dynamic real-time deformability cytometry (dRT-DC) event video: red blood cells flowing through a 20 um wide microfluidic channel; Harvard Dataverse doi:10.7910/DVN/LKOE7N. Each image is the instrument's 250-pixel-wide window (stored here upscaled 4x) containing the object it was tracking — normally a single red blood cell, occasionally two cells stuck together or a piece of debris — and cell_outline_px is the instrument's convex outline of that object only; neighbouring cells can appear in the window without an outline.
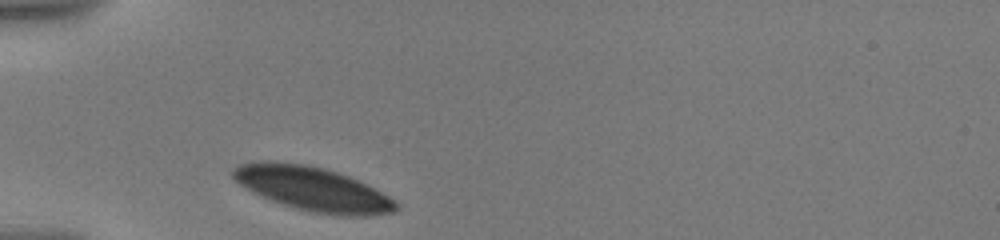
{"species": "human", "species_latin": "Homo sapiens", "temperature_condition": "warm", "stored_images_in_passage": 31, "camera_frame_rate_fps": 3000, "um_per_image_px": 0.085, "donor": {"sex": "male"}, "frame": {"image": 1, "passage_image": 1, "time_ms": 0.0, "image_size_px": [1000, 240], "cell_outline_px": [[400, 204], [392, 212], [368, 216], [336, 216], [312, 212], [296, 208], [272, 200], [252, 192], [240, 184], [232, 176], [232, 168], [240, 164], [304, 164], [336, 172], [348, 176], [396, 200]], "centroid_in_image_um": [26.65, 16.11], "position_along_channel_um": 58.4, "area_um2": 40.46}}
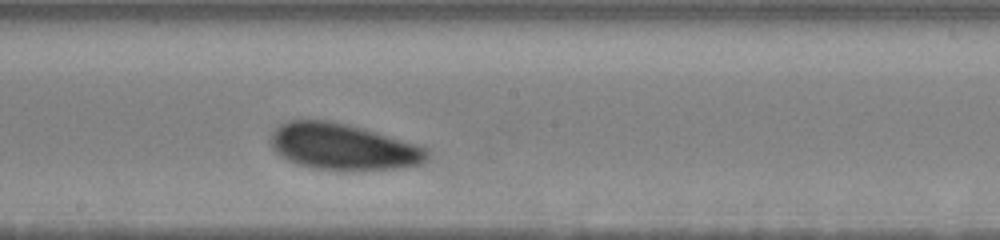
{"frame": {"image": 2, "passage_image": 19, "time_ms": 5.0, "image_size_px": [1000, 240], "cell_outline_px": [[428, 152], [424, 160], [420, 164], [400, 168], [348, 172], [336, 172], [312, 168], [296, 164], [288, 160], [276, 152], [272, 148], [272, 132], [280, 124], [288, 120], [328, 120], [348, 124], [364, 128], [416, 144], [424, 148]], "centroid_in_image_um": [29.13, 12.5], "position_along_channel_um": 219.1, "area_um2": 42.66}}
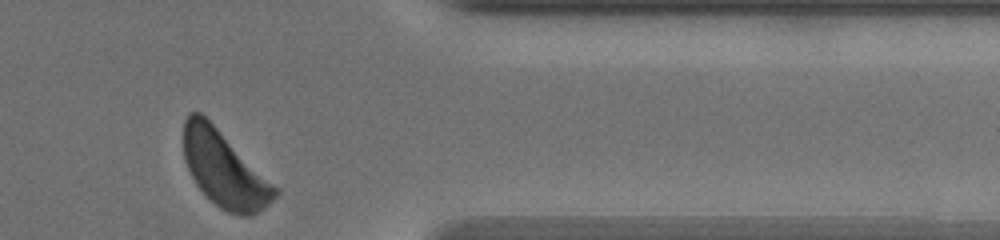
{"frame": {"image": 3, "passage_image": 31, "time_ms": 10.333, "image_size_px": [1000, 240], "cell_outline_px": [[280, 192], [264, 208], [252, 216], [240, 216], [228, 212], [220, 208], [196, 184], [184, 160], [184, 120], [188, 112], [200, 112], [280, 188]], "centroid_in_image_um": [19.1, 14.4], "position_along_channel_um": 392.3, "area_um2": 40.06}, "authors_computed_cell_mechanics": {"area_um2": 43.061, "velocity_mm_per_s": 3.4559, "shape_relaxation_time_tau1_ms": 1.8667, "shape_relaxation_time_tau2_ms": null, "deformation_change_tau1": 0.0911, "deformation_change_tau2": null}}